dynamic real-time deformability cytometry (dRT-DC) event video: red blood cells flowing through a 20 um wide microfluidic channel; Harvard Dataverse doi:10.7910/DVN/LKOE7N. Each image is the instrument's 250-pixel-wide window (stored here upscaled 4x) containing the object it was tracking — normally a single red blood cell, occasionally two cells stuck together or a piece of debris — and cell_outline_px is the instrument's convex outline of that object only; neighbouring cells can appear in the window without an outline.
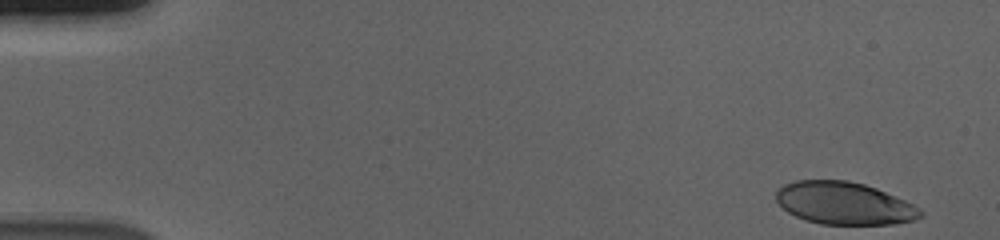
{"species": "human", "species_latin": "Homo sapiens", "temperature_condition": "cold", "stored_images_in_passage": 54, "camera_frame_rate_fps": 3000, "um_per_image_px": 0.085, "donor": {"sex": "male"}, "frame": {"image": 1, "passage_image": 1, "time_ms": 0.0, "image_size_px": [1000, 240], "cell_outline_px": [[924, 216], [916, 220], [896, 224], [820, 224], [804, 220], [788, 212], [776, 200], [776, 192], [784, 184], [796, 180], [848, 180], [864, 184], [876, 188], [904, 200], [920, 208], [924, 212]], "centroid_in_image_um": [71.78, 17.28], "position_along_channel_um": 13.2, "area_um2": 35.84}}
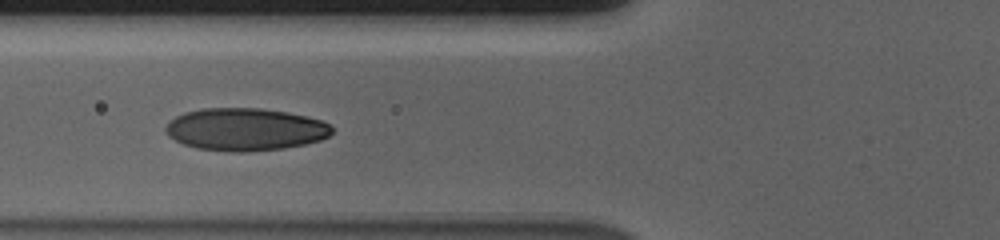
{"frame": {"image": 2, "passage_image": 20, "time_ms": 6.333, "image_size_px": [1000, 240], "cell_outline_px": [[332, 132], [328, 136], [320, 140], [304, 144], [284, 148], [248, 152], [232, 152], [196, 148], [184, 144], [168, 136], [164, 128], [176, 116], [184, 112], [204, 108], [260, 108], [288, 112], [308, 116], [324, 120], [332, 128]], "centroid_in_image_um": [20.86, 10.99], "position_along_channel_um": 104.9, "area_um2": 41.33}}
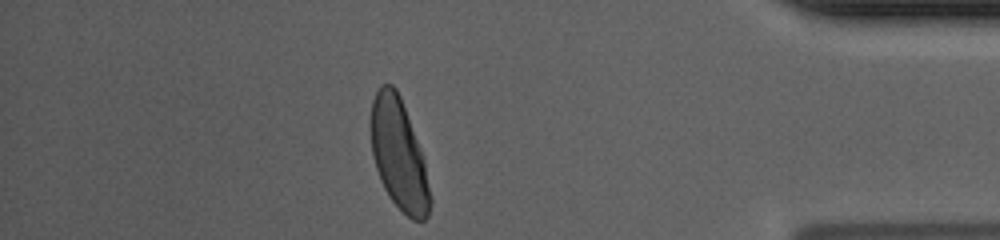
{"frame": {"image": 3, "passage_image": 47, "time_ms": 15.333, "image_size_px": [1000, 240], "cell_outline_px": [[432, 204], [428, 216], [424, 220], [412, 220], [388, 196], [380, 180], [372, 156], [368, 124], [372, 100], [380, 84], [392, 84], [396, 88], [400, 96], [424, 160], [432, 200]], "centroid_in_image_um": [33.86, 13.11], "position_along_channel_um": 401.3, "area_um2": 38.55}, "authors_computed_cell_mechanics": {"area_um2": 39.0728, "velocity_mm_per_s": 3.6758, "shape_relaxation_time_tau1_ms": 3.5213, "shape_relaxation_time_tau2_ms": null, "deformation_change_tau1": 0.174, "deformation_change_tau2": null}}